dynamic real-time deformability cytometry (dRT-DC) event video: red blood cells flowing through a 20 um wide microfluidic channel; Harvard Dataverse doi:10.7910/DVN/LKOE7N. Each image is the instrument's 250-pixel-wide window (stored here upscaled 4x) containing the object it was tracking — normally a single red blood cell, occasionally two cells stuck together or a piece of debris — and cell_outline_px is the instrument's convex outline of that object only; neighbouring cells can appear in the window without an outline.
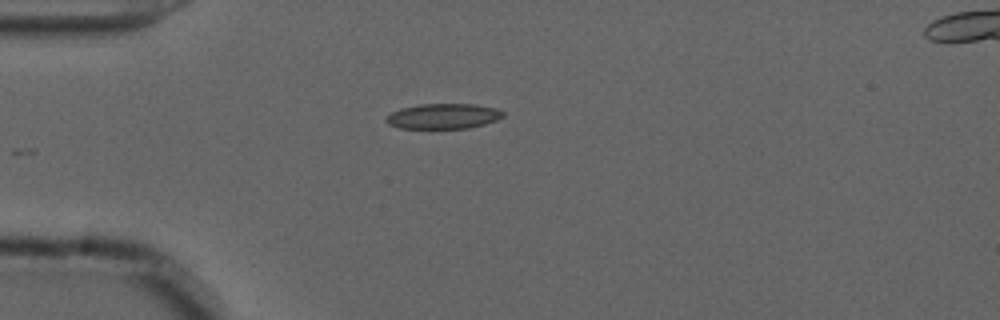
{"species": "common noctule bat (a hibernating species)", "species_latin": "Nyctalus noctula", "temperature_condition": "cold", "stored_images_in_passage": 32, "camera_frame_rate_fps": 3000, "um_per_image_px": 0.085, "animal": {"sex": "male", "forearm_length_mm": 52.5}, "frame": {"image": 1, "passage_image": 1, "time_ms": 0.0, "image_size_px": [1000, 320], "cell_outline_px": [[504, 116], [496, 120], [484, 124], [468, 128], [400, 128], [388, 124], [384, 120], [392, 112], [400, 108], [420, 104], [476, 104], [496, 108], [504, 112]], "centroid_in_image_um": [37.68, 9.87], "position_along_channel_um": 47.3, "area_um2": 17.17}}
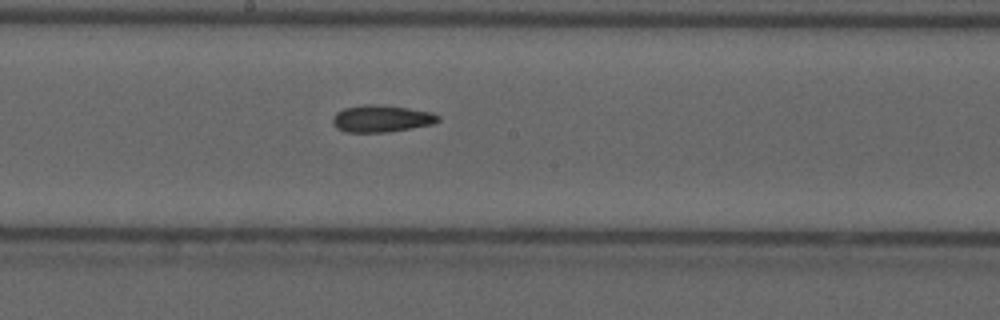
{"frame": {"image": 2, "passage_image": 16, "time_ms": 5.0, "image_size_px": [1000, 320], "cell_outline_px": [[440, 120], [432, 124], [388, 132], [348, 132], [336, 128], [332, 124], [332, 116], [336, 112], [344, 108], [364, 104], [376, 104], [408, 108], [432, 112], [440, 116]], "centroid_in_image_um": [32.39, 10.07], "position_along_channel_um": 215.8, "area_um2": 16.65}}
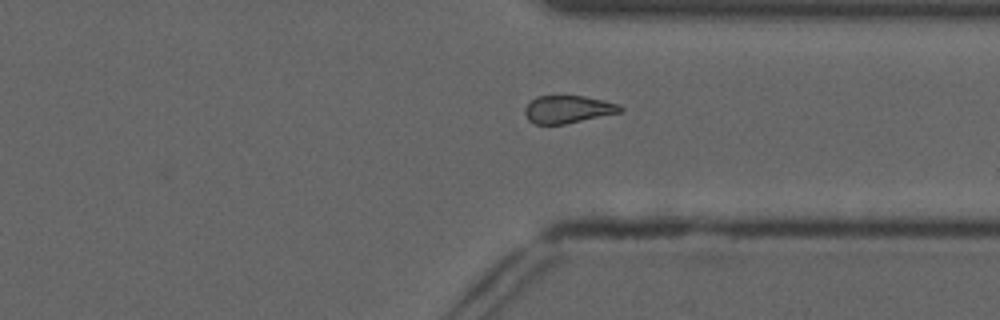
{"frame": {"image": 3, "passage_image": 28, "time_ms": 9.0, "image_size_px": [1000, 320], "cell_outline_px": [[624, 112], [564, 124], [532, 124], [528, 120], [524, 112], [524, 108], [536, 96], [584, 96], [620, 104], [624, 108]], "centroid_in_image_um": [48.3, 9.3], "position_along_channel_um": 363.1, "area_um2": 15.49}}